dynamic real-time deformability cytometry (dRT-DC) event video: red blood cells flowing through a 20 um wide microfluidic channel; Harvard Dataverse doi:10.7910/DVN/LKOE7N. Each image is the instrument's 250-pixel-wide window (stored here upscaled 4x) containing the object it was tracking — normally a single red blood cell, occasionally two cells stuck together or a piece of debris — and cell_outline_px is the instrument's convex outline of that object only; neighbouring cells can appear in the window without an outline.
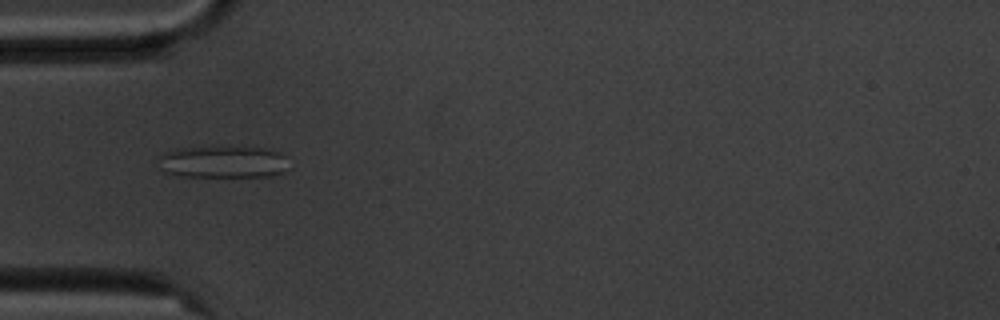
{"species": "common noctule bat (a hibernating species)", "species_latin": "Nyctalus noctula", "temperature_condition": "cold", "stored_images_in_passage": 56, "camera_frame_rate_fps": 3000, "um_per_image_px": 0.085, "animal": {"sex": "male", "body_mass_g": 20.1, "forearm_length_mm": 53.5}, "frame": {"image": 1, "passage_image": 17, "time_ms": 5.333, "image_size_px": [1000, 320], "cell_outline_px": [[292, 168], [268, 176], [184, 176], [164, 172], [160, 168], [156, 156], [164, 152], [176, 148], [264, 148], [280, 152], [284, 156]], "centroid_in_image_um": [18.93, 13.77], "position_along_channel_um": 66.1, "area_um2": 24.22}}
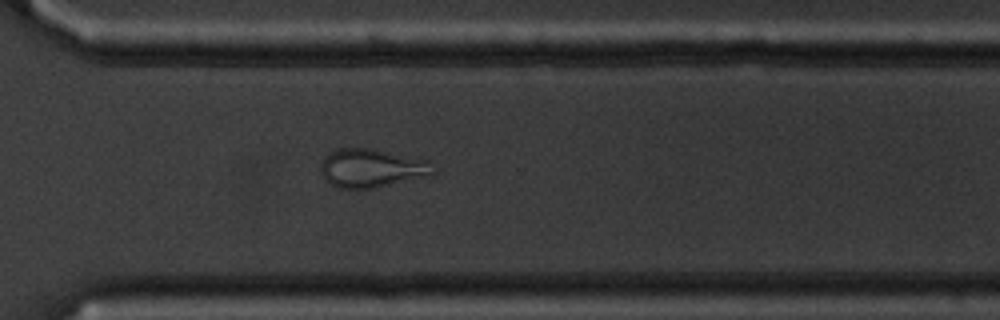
{"frame": {"image": 2, "passage_image": 40, "time_ms": 13.0, "image_size_px": [1000, 320], "cell_outline_px": [[436, 172], [432, 176], [376, 188], [336, 188], [328, 184], [324, 180], [320, 172], [320, 168], [328, 152], [340, 148], [368, 148], [420, 156], [428, 160]], "centroid_in_image_um": [31.64, 14.29], "position_along_channel_um": 339.0, "area_um2": 26.07}}
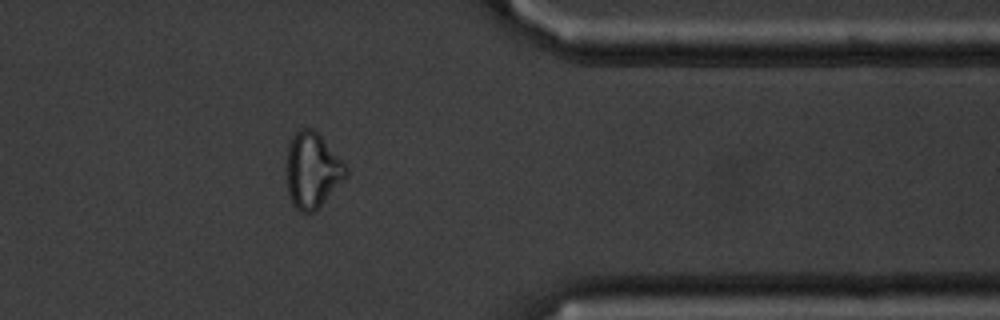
{"frame": {"image": 3, "passage_image": 45, "time_ms": 14.667, "image_size_px": [1000, 320], "cell_outline_px": [[348, 176], [312, 212], [300, 212], [292, 204], [288, 192], [288, 144], [292, 136], [300, 128], [312, 128], [320, 136], [348, 168]], "centroid_in_image_um": [26.55, 14.46], "position_along_channel_um": 384.9, "area_um2": 25.43}, "authors_computed_cell_mechanics": {"area_um2": 26.2412, "velocity_mm_per_s": 3.571, "shape_relaxation_time_tau1_ms": null, "shape_relaxation_time_tau2_ms": 3.2228, "deformation_change_tau1": null, "deformation_change_tau2": 0.1094}}